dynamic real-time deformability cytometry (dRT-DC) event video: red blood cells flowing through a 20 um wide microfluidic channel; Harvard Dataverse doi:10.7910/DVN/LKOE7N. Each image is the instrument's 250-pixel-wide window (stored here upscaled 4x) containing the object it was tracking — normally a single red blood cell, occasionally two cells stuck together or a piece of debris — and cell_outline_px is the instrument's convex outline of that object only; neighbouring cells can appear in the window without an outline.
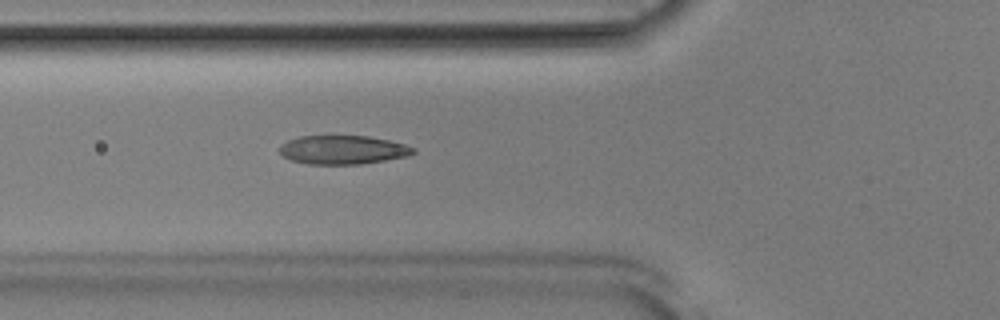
{"species": "Egyptian fruit bat (a non-hibernating species)", "species_latin": "Rousettus aegyptiacus", "temperature_condition": "room temperature", "stored_images_in_passage": 45, "camera_frame_rate_fps": 3000, "um_per_image_px": 0.085, "animal": {"sex": "male"}, "frame": {"image": 1, "passage_image": 12, "time_ms": 3.667, "image_size_px": [1000, 320], "cell_outline_px": [[416, 152], [408, 156], [360, 164], [308, 164], [292, 160], [284, 156], [280, 152], [280, 144], [288, 140], [300, 136], [368, 136], [388, 140], [404, 144], [416, 148]], "centroid_in_image_um": [29.15, 12.73], "position_along_channel_um": 96.6, "area_um2": 22.31}}
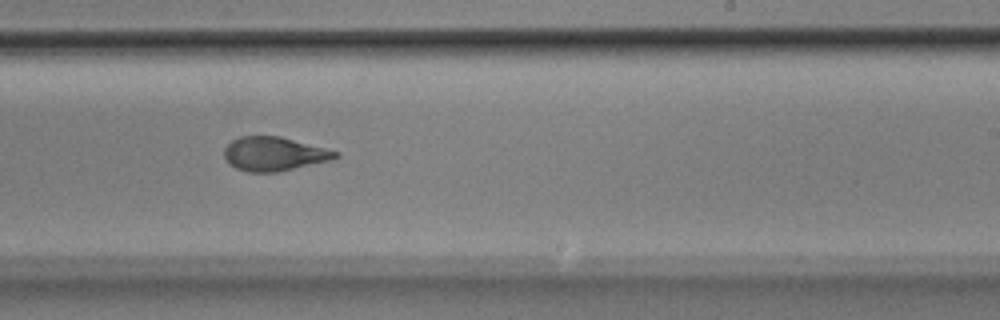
{"frame": {"image": 2, "passage_image": 25, "time_ms": 8.0, "image_size_px": [1000, 320], "cell_outline_px": [[340, 156], [332, 160], [276, 172], [248, 172], [236, 168], [228, 164], [224, 156], [224, 148], [232, 140], [240, 136], [280, 136], [340, 152]], "centroid_in_image_um": [23.29, 13.08], "position_along_channel_um": 265.7, "area_um2": 22.02}}
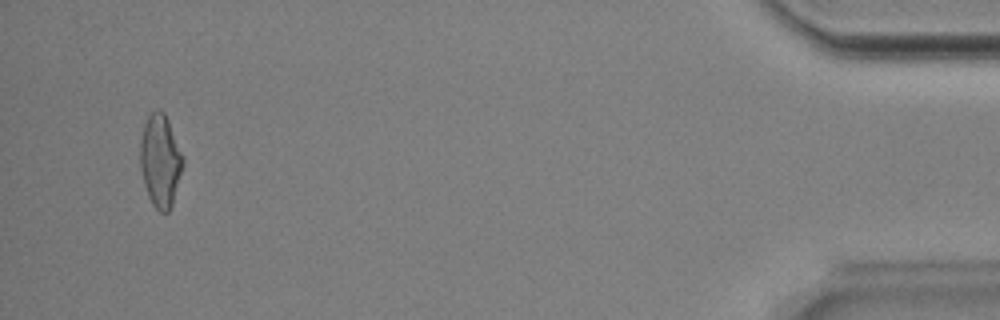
{"frame": {"image": 3, "passage_image": 43, "time_ms": 14.0, "image_size_px": [1000, 320], "cell_outline_px": [[184, 164], [172, 204], [168, 212], [160, 212], [152, 204], [148, 196], [144, 184], [140, 168], [140, 140], [144, 124], [148, 116], [156, 108], [160, 108], [164, 112], [168, 120], [184, 156]], "centroid_in_image_um": [13.63, 13.64], "position_along_channel_um": 421.6, "area_um2": 23.24}, "authors_computed_cell_mechanics": {"area_um2": 22.4842, "velocity_mm_per_s": 3.8997, "shape_relaxation_time_tau1_ms": 3.55, "shape_relaxation_time_tau2_ms": 1.1677, "deformation_change_tau1": 0.1509, "deformation_change_tau2": 0.0771}}